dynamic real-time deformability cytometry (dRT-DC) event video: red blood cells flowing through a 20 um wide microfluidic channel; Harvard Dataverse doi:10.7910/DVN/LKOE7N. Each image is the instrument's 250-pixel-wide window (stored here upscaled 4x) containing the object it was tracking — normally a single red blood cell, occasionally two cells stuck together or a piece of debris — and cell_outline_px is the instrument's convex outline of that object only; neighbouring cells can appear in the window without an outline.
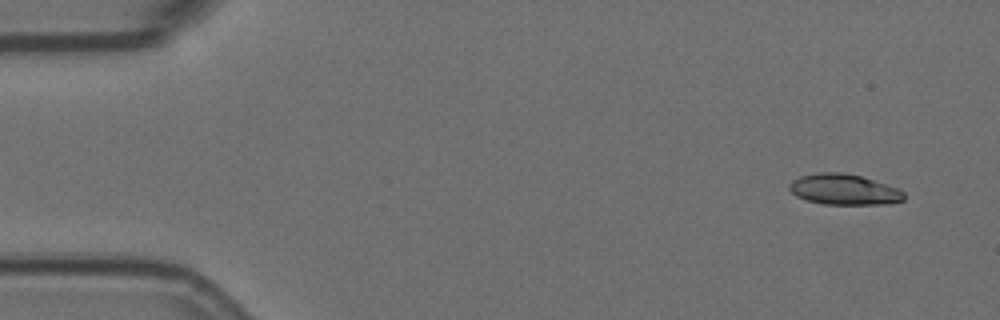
{"species": "Egyptian fruit bat (a non-hibernating species)", "species_latin": "Rousettus aegyptiacus", "temperature_condition": "room temperature", "stored_images_in_passage": 4, "segment_of_instrument_passage": [1, 2], "camera_frame_rate_fps": 3000, "um_per_image_px": 0.085, "animal": {"sex": "female"}, "frame": {"image": 1, "passage_image": 1, "time_ms": 0.0, "image_size_px": [1000, 320], "cell_outline_px": [[904, 200], [888, 204], [824, 204], [808, 200], [796, 196], [788, 188], [788, 184], [792, 180], [800, 176], [816, 172], [840, 172], [860, 176], [900, 188], [904, 192]], "centroid_in_image_um": [71.74, 16.1], "position_along_channel_um": 13.3, "area_um2": 20.58}}